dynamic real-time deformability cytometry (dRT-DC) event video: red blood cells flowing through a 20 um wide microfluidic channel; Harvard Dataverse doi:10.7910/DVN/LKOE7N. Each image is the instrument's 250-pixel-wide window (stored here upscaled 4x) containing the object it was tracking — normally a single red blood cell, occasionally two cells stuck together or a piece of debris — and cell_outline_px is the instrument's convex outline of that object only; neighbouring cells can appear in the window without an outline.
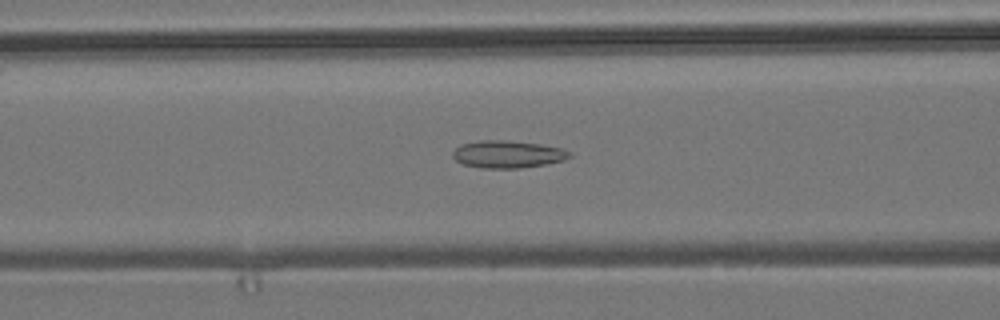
{"species": "common noctule bat (a hibernating species)", "species_latin": "Nyctalus noctula", "temperature_condition": "room temperature", "stored_images_in_passage": 46, "camera_frame_rate_fps": 3000, "um_per_image_px": 0.085, "animal": {"sex": "male", "body_mass_g": 19.2, "forearm_length_mm": 51.8}, "frame": {"image": 1, "passage_image": 21, "time_ms": 6.667, "image_size_px": [1000, 320], "cell_outline_px": [[572, 156], [564, 160], [544, 164], [520, 168], [480, 168], [464, 164], [456, 160], [452, 156], [452, 152], [460, 144], [480, 140], [508, 140], [540, 144], [560, 148], [572, 152]], "centroid_in_image_um": [43.14, 13.1], "position_along_channel_um": 123.5, "area_um2": 18.67}}
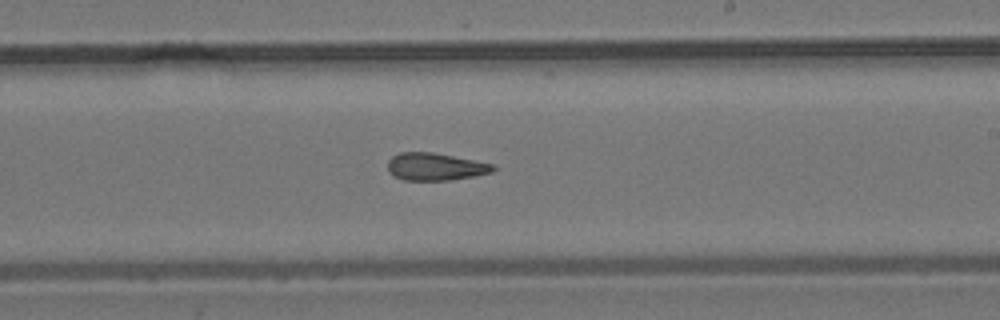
{"frame": {"image": 2, "passage_image": 31, "time_ms": 10.0, "image_size_px": [1000, 320], "cell_outline_px": [[496, 168], [492, 172], [472, 176], [448, 180], [404, 180], [392, 176], [388, 172], [388, 160], [392, 156], [400, 152], [432, 152], [496, 164]], "centroid_in_image_um": [36.98, 14.16], "position_along_channel_um": 252.0, "area_um2": 16.94}}
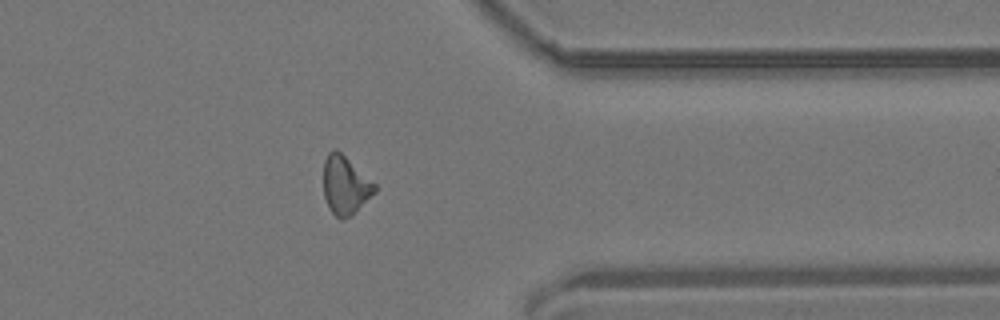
{"frame": {"image": 3, "passage_image": 42, "time_ms": 13.667, "image_size_px": [1000, 320], "cell_outline_px": [[376, 192], [352, 216], [340, 220], [332, 212], [324, 196], [324, 160], [328, 152], [332, 148], [336, 148], [376, 184]], "centroid_in_image_um": [29.35, 15.75], "position_along_channel_um": 382.0, "area_um2": 17.46}}